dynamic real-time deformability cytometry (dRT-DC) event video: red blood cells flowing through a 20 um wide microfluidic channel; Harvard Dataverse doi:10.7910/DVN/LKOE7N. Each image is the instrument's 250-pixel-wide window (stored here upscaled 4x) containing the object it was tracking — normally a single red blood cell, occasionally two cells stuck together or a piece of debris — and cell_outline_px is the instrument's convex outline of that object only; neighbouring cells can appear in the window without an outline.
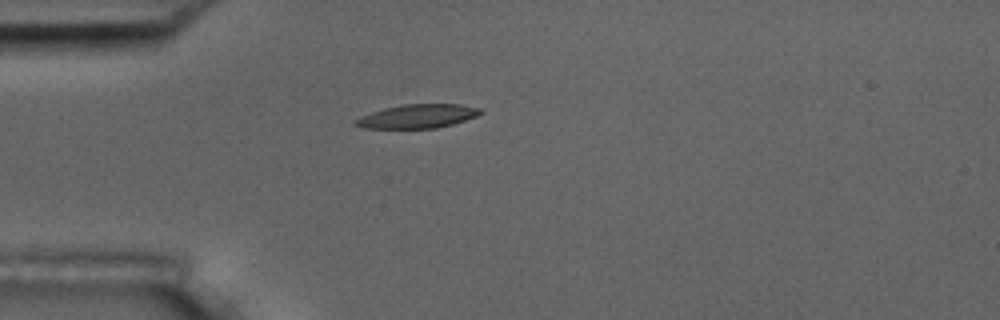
{"species": "common noctule bat (a hibernating species)", "species_latin": "Nyctalus noctula", "temperature_condition": "room temperature", "stored_images_in_passage": 8, "camera_frame_rate_fps": 3000, "um_per_image_px": 0.085, "animal": {"sex": "male", "body_mass_g": 17.5, "forearm_length_mm": 52.3}, "frame": {"image": 1, "passage_image": 4, "time_ms": 4.667, "image_size_px": [1000, 320], "cell_outline_px": [[484, 112], [476, 116], [452, 124], [436, 128], [364, 128], [352, 124], [352, 120], [360, 116], [384, 108], [404, 104], [460, 104], [480, 108]], "centroid_in_image_um": [35.46, 9.88], "position_along_channel_um": 49.5, "area_um2": 17.34}}
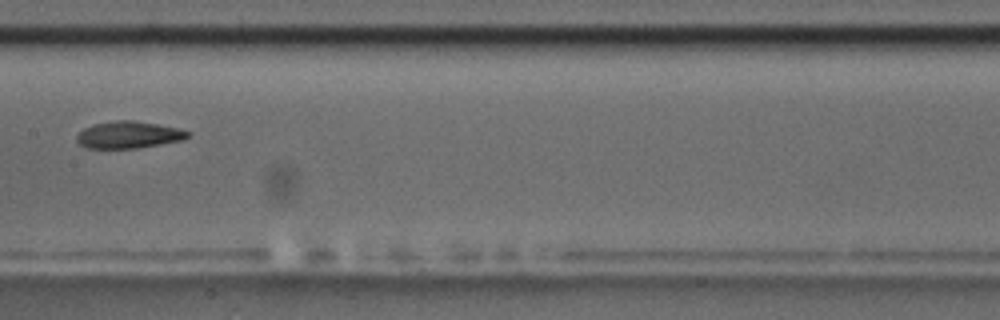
{"frame": {"image": 2, "passage_image": 8, "time_ms": 9.0, "image_size_px": [1000, 320], "cell_outline_px": [[192, 132], [184, 140], [136, 148], [88, 148], [80, 144], [76, 140], [76, 136], [84, 128], [92, 124], [116, 120], [132, 120], [156, 124], [176, 128]], "centroid_in_image_um": [10.92, 11.45], "position_along_channel_um": 196.5, "area_um2": 17.34}}